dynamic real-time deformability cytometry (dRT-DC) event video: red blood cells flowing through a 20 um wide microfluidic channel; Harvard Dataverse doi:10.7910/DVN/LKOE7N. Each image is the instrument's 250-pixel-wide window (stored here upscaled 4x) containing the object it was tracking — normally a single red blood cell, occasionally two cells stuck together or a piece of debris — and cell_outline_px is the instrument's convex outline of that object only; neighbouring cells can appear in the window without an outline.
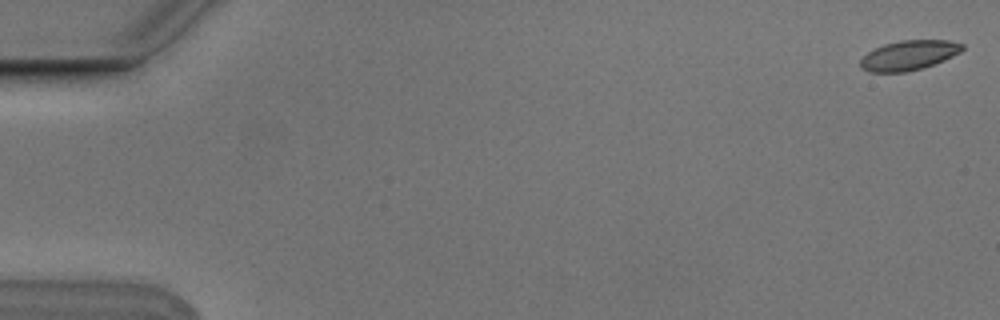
{"species": "Egyptian fruit bat (a non-hibernating species)", "species_latin": "Rousettus aegyptiacus", "temperature_condition": "cold", "stored_images_in_passage": 6, "camera_frame_rate_fps": 3000, "um_per_image_px": 0.085, "animal": {"sex": "male"}, "frame": {"image": 1, "passage_image": 1, "time_ms": 0.0, "image_size_px": [1000, 320], "cell_outline_px": [[964, 48], [960, 52], [944, 60], [920, 68], [904, 72], [868, 72], [860, 68], [860, 60], [868, 52], [884, 44], [900, 40], [948, 40], [964, 44]], "centroid_in_image_um": [77.23, 4.69], "position_along_channel_um": 7.8, "area_um2": 17.51}}